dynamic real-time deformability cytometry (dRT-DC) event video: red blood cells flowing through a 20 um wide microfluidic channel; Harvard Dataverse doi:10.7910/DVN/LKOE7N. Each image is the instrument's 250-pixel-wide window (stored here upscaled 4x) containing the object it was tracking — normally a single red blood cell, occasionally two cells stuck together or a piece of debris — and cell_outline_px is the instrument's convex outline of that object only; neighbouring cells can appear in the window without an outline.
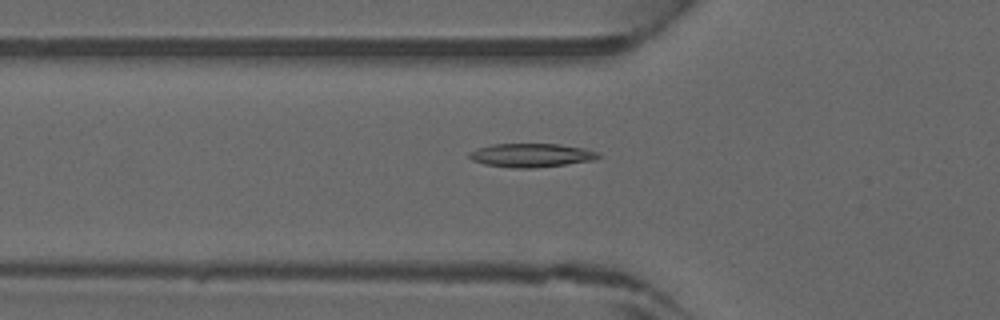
{"species": "common noctule bat (a hibernating species)", "species_latin": "Nyctalus noctula", "temperature_condition": "warm", "stored_images_in_passage": 45, "camera_frame_rate_fps": 3000, "um_per_image_px": 0.085, "animal": {"sex": "male", "forearm_length_mm": 52.5}, "frame": {"image": 1, "passage_image": 16, "time_ms": 5.0, "image_size_px": [1000, 320], "cell_outline_px": [[600, 156], [596, 160], [532, 168], [512, 168], [484, 164], [472, 160], [468, 156], [468, 152], [492, 144], [560, 144], [584, 148], [600, 152]], "centroid_in_image_um": [45.18, 13.19], "position_along_channel_um": 80.6, "area_um2": 17.8}}
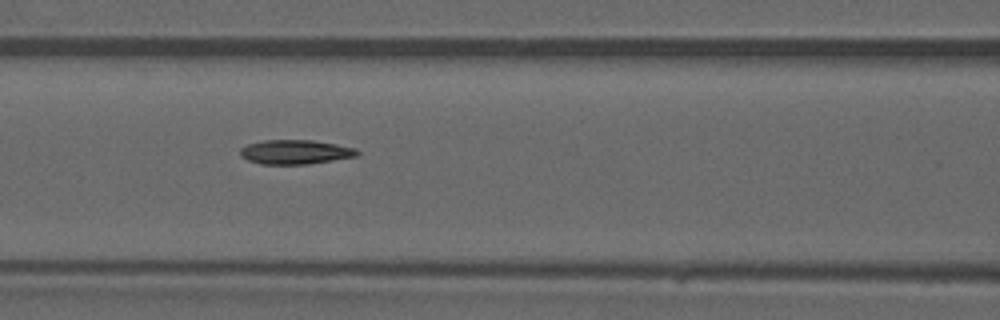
{"frame": {"image": 2, "passage_image": 20, "time_ms": 6.333, "image_size_px": [1000, 320], "cell_outline_px": [[360, 152], [356, 156], [308, 164], [260, 164], [248, 160], [240, 156], [240, 148], [248, 144], [264, 140], [312, 140], [336, 144], [356, 148]], "centroid_in_image_um": [25.08, 12.92], "position_along_channel_um": 141.5, "area_um2": 16.53}}
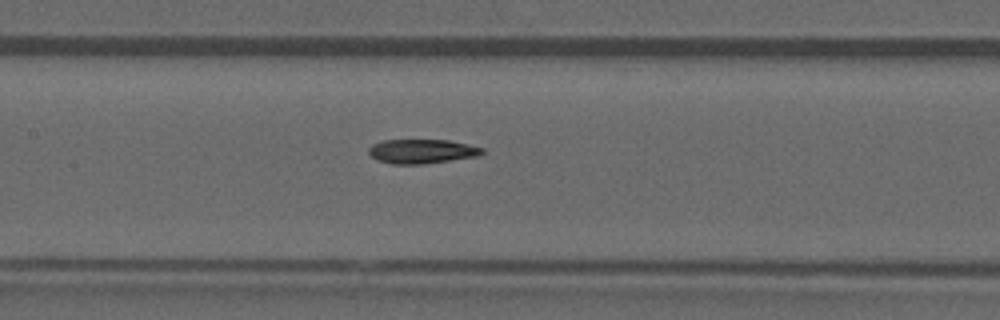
{"frame": {"image": 3, "passage_image": 22, "time_ms": 7.0, "image_size_px": [1000, 320], "cell_outline_px": [[484, 152], [480, 156], [424, 164], [392, 164], [376, 160], [368, 152], [368, 148], [372, 144], [384, 140], [448, 140], [484, 148]], "centroid_in_image_um": [35.86, 12.87], "position_along_channel_um": 171.5, "area_um2": 16.13}}